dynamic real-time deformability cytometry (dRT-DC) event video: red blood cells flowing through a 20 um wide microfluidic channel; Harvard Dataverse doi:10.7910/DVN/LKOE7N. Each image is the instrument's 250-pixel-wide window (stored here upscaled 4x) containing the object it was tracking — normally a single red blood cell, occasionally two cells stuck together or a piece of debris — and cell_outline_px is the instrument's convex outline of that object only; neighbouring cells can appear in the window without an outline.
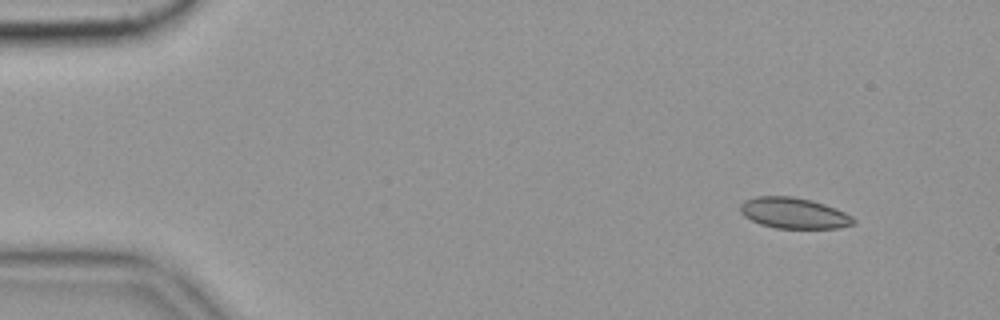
{"species": "common noctule bat (a hibernating species)", "species_latin": "Nyctalus noctula", "temperature_condition": "cold", "stored_images_in_passage": 56, "camera_frame_rate_fps": 3000, "um_per_image_px": 0.085, "animal": {"sex": "female", "body_mass_g": 19.9}, "frame": {"image": 1, "passage_image": 5, "time_ms": 1.333, "image_size_px": [1000, 320], "cell_outline_px": [[856, 224], [836, 228], [776, 228], [760, 224], [744, 216], [740, 212], [740, 204], [744, 200], [756, 196], [792, 196], [812, 200], [836, 208], [852, 216], [856, 220]], "centroid_in_image_um": [67.48, 18.11], "position_along_channel_um": 17.5, "area_um2": 20.46}}
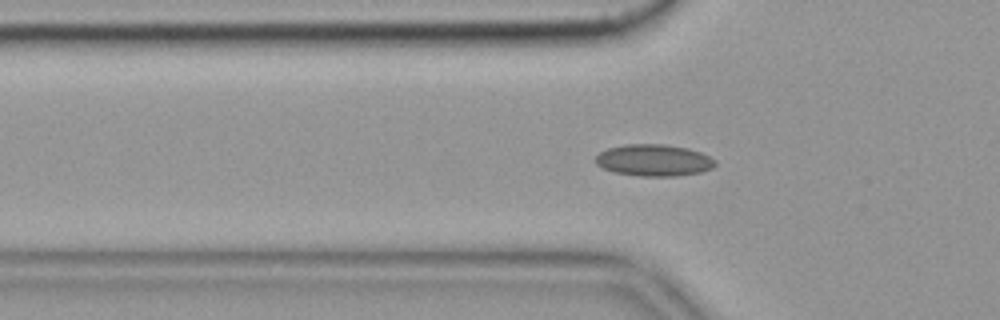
{"frame": {"image": 2, "passage_image": 18, "time_ms": 5.667, "image_size_px": [1000, 320], "cell_outline_px": [[716, 164], [712, 168], [700, 172], [676, 176], [640, 176], [616, 172], [604, 168], [596, 164], [596, 156], [600, 152], [608, 148], [628, 144], [664, 144], [688, 148], [700, 152], [716, 160]], "centroid_in_image_um": [55.6, 13.62], "position_along_channel_um": 70.2, "area_um2": 21.96}, "authors_computed_cell_mechanics": {"area_um2": 20.23, "velocity_mm_per_s": 3.5257, "shape_relaxation_time_tau1_ms": null, "shape_relaxation_time_tau2_ms": 1.6461, "deformation_change_tau1": null, "deformation_change_tau2": 0.0502}}